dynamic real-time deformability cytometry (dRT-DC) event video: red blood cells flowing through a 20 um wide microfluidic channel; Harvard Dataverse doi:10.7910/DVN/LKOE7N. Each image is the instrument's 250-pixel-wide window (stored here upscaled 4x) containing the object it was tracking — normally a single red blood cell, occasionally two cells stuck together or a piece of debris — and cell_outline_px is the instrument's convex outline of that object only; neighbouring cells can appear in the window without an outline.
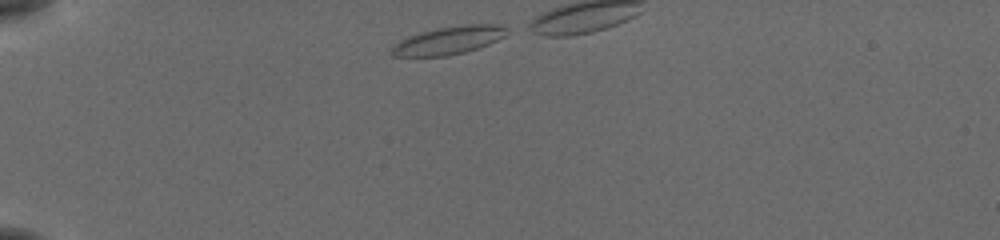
{"species": "common noctule bat (a hibernating species)", "species_latin": "Nyctalus noctula", "temperature_condition": "cold", "stored_images_in_passage": 12, "camera_frame_rate_fps": 3000, "um_per_image_px": 0.085, "animal": {"sex": "female", "body_mass_g": 19.5, "forearm_length_mm": 54.1}, "frame": {"image": 1, "passage_image": 1, "time_ms": 0.0, "image_size_px": [1000, 240], "cell_outline_px": [[508, 28], [504, 36], [488, 44], [464, 52], [448, 56], [392, 56], [392, 48], [400, 40], [420, 32], [440, 28], [468, 24], [500, 24]], "centroid_in_image_um": [38.16, 3.43], "position_along_channel_um": 46.8, "area_um2": 18.38}}
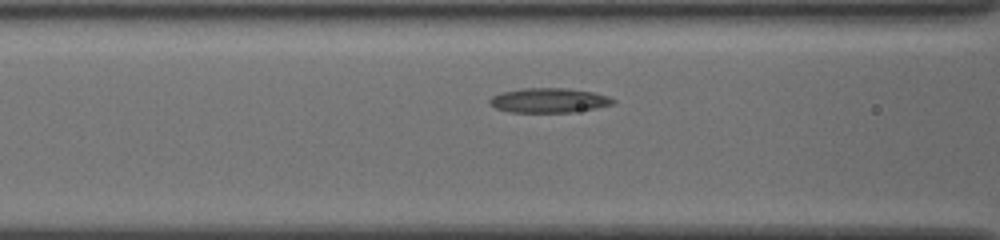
{"frame": {"image": 2, "passage_image": 10, "time_ms": 3.0, "image_size_px": [1000, 240], "cell_outline_px": [[616, 104], [596, 108], [572, 112], [508, 112], [496, 108], [488, 104], [488, 100], [492, 96], [500, 92], [524, 88], [568, 88], [592, 92], [608, 96], [616, 100]], "centroid_in_image_um": [46.65, 8.53], "position_along_channel_um": 120.0, "area_um2": 17.86}}